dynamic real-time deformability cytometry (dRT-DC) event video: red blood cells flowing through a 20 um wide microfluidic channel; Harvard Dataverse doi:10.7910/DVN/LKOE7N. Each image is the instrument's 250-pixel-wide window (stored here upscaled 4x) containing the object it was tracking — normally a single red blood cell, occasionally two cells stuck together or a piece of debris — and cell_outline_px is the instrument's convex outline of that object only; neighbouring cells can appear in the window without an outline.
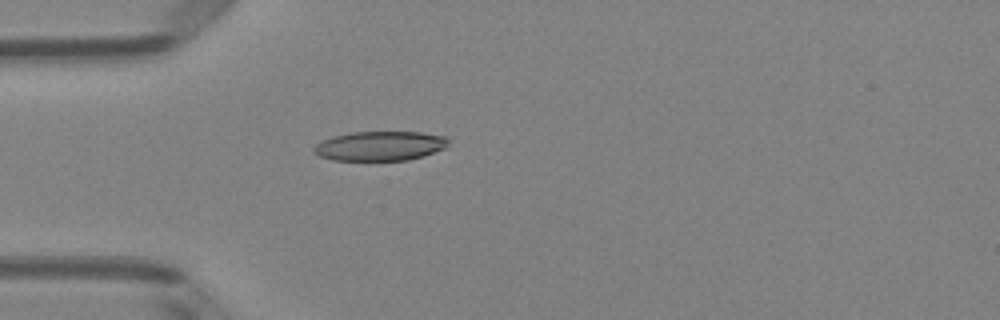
{"species": "Egyptian fruit bat (a non-hibernating species)", "species_latin": "Rousettus aegyptiacus", "temperature_condition": "room temperature", "stored_images_in_passage": 4, "camera_frame_rate_fps": 3000, "um_per_image_px": 0.085, "animal": {"sex": "female"}, "frame": {"image": 1, "passage_image": 4, "time_ms": 1.0, "image_size_px": [1000, 320], "cell_outline_px": [[448, 144], [444, 148], [424, 156], [408, 160], [332, 160], [320, 156], [312, 152], [312, 148], [316, 144], [324, 140], [336, 136], [352, 132], [420, 132], [448, 136]], "centroid_in_image_um": [32.32, 12.41], "position_along_channel_um": 52.7, "area_um2": 23.06}}